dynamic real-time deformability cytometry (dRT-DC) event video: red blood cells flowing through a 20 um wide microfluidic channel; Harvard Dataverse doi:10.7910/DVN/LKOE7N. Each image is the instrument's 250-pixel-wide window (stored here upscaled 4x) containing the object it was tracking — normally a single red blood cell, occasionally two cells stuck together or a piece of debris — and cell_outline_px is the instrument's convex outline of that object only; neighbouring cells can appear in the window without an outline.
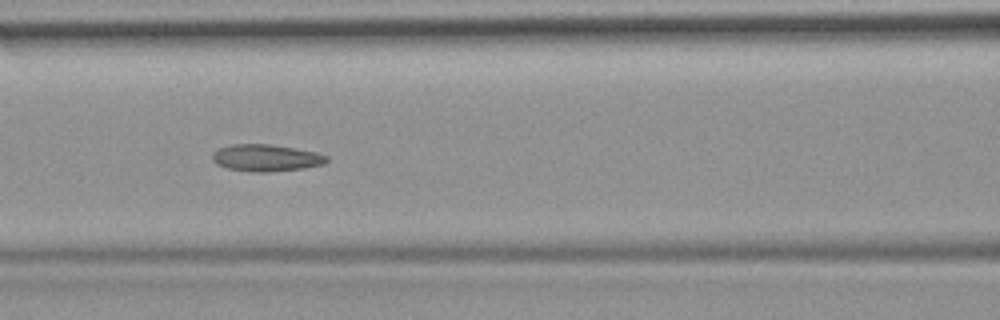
{"species": "common noctule bat (a hibernating species)", "species_latin": "Nyctalus noctula", "temperature_condition": "room temperature", "stored_images_in_passage": 53, "camera_frame_rate_fps": 3000, "um_per_image_px": 0.085, "animal": {"sex": "female", "body_mass_g": 19.9}, "frame": {"image": 1, "passage_image": 23, "time_ms": 7.333, "image_size_px": [1000, 320], "cell_outline_px": [[328, 160], [324, 164], [304, 168], [268, 172], [252, 172], [228, 168], [216, 164], [212, 160], [212, 152], [220, 148], [232, 144], [268, 144], [316, 152], [328, 156]], "centroid_in_image_um": [22.6, 13.42], "position_along_channel_um": 144.0, "area_um2": 17.86}, "authors_computed_cell_mechanics": {"area_um2": 18.2648, "velocity_mm_per_s": 3.8041, "shape_relaxation_time_tau1_ms": null, "shape_relaxation_time_tau2_ms": 2.9279, "deformation_change_tau1": null, "deformation_change_tau2": 0.095}}